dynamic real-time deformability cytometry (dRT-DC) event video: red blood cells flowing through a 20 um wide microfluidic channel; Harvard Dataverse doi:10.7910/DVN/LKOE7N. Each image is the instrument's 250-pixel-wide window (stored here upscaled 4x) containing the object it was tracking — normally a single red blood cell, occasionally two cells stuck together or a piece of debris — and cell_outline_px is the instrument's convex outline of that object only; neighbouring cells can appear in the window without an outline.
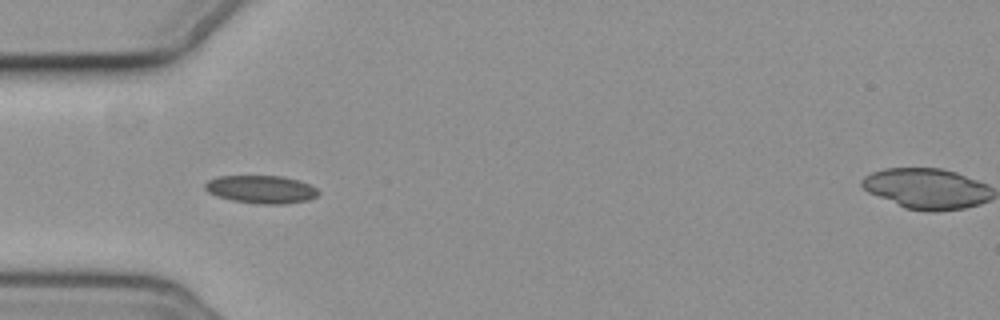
{"species": "common noctule bat (a hibernating species)", "species_latin": "Nyctalus noctula", "temperature_condition": "cold", "stored_images_in_passage": 7, "camera_frame_rate_fps": 3000, "um_per_image_px": 0.085, "animal": {"sex": "female", "body_mass_g": 19.3, "forearm_length_mm": 54.1}, "frame": {"image": 1, "passage_image": 6, "time_ms": 6.0, "image_size_px": [1000, 320], "cell_outline_px": [[320, 192], [316, 196], [308, 200], [284, 204], [256, 204], [232, 200], [216, 196], [208, 192], [204, 188], [204, 184], [208, 180], [216, 176], [280, 176], [296, 180], [308, 184], [316, 188]], "centroid_in_image_um": [22.16, 16.1], "position_along_channel_um": 62.8, "area_um2": 18.44}}